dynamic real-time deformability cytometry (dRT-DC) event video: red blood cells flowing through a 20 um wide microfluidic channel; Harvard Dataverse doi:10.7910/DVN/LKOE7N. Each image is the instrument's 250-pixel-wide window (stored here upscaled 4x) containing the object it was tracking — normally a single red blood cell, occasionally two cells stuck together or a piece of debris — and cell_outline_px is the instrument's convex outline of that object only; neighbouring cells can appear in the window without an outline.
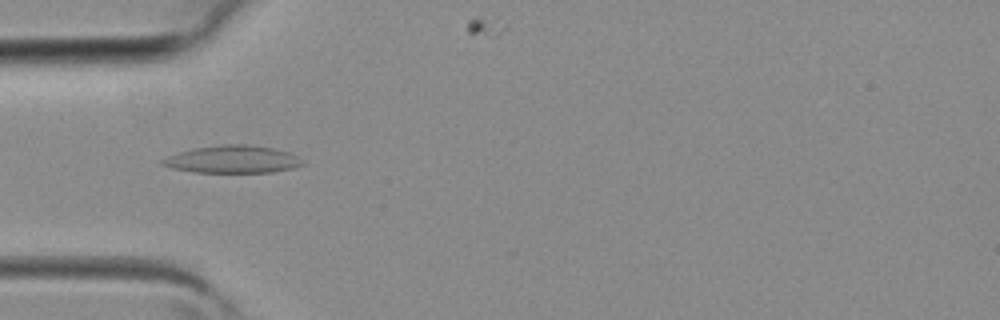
{"species": "common noctule bat (a hibernating species)", "species_latin": "Nyctalus noctula", "temperature_condition": "room temperature", "stored_images_in_passage": 13, "camera_frame_rate_fps": 3000, "um_per_image_px": 0.085, "animal": {"sex": "female", "body_mass_g": 19.3, "forearm_length_mm": 54.1}, "frame": {"image": 1, "passage_image": 4, "time_ms": 1.0, "image_size_px": [1000, 320], "cell_outline_px": [[304, 164], [292, 168], [272, 172], [192, 172], [172, 168], [160, 164], [160, 160], [168, 156], [180, 152], [196, 148], [224, 144], [244, 144], [272, 148], [288, 152], [304, 160]], "centroid_in_image_um": [19.76, 13.55], "position_along_channel_um": 65.2, "area_um2": 22.25}}
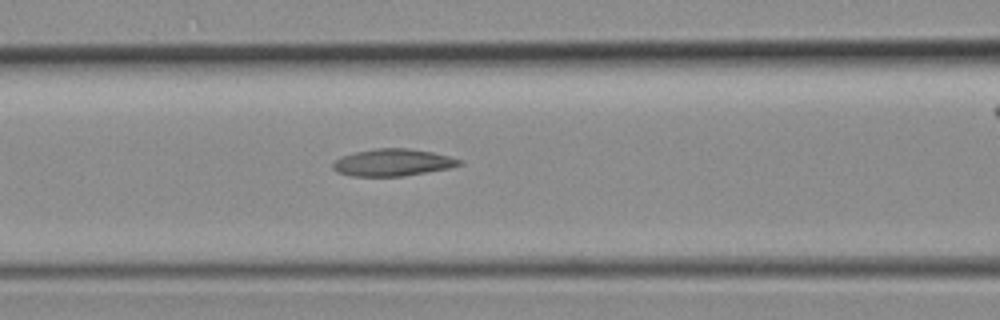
{"frame": {"image": 2, "passage_image": 8, "time_ms": 2.333, "image_size_px": [1000, 320], "cell_outline_px": [[464, 160], [460, 164], [448, 168], [404, 176], [352, 176], [336, 172], [332, 168], [332, 164], [340, 156], [356, 152], [376, 148], [408, 148], [432, 152]], "centroid_in_image_um": [33.35, 13.81], "position_along_channel_um": 133.3, "area_um2": 19.88}}
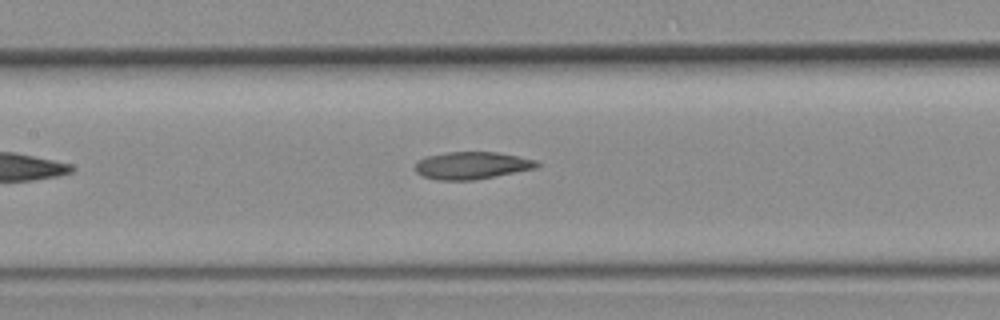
{"frame": {"image": 3, "passage_image": 10, "time_ms": 3.0, "image_size_px": [1000, 320], "cell_outline_px": [[540, 164], [536, 168], [476, 180], [436, 180], [424, 176], [416, 172], [416, 164], [420, 160], [428, 156], [448, 152], [496, 152], [536, 160]], "centroid_in_image_um": [40.12, 14.07], "position_along_channel_um": 167.3, "area_um2": 19.19}}